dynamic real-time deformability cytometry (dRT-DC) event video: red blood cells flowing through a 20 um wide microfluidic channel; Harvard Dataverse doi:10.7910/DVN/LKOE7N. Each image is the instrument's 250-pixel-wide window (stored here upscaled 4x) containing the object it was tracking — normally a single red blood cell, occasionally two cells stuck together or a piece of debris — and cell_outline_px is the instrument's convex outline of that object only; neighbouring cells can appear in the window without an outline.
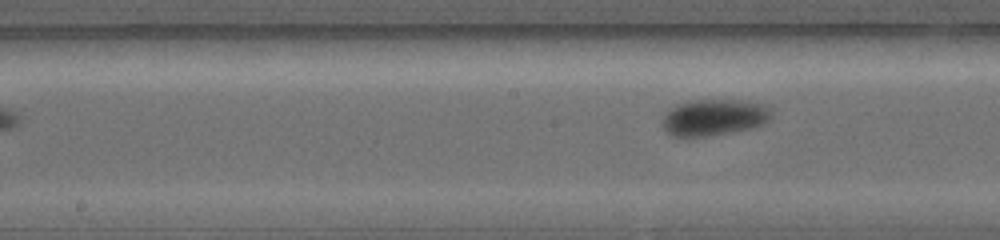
{"species": "common noctule bat (a hibernating species)", "species_latin": "Nyctalus noctula", "temperature_condition": "warm", "stored_images_in_passage": 10, "segment_of_instrument_passage": [2, 2], "camera_frame_rate_fps": 5000, "um_per_image_px": 0.085, "animal": {"sex": "female", "body_mass_g": 19.0, "forearm_length_mm": 56.7}, "frame": {"image": 1, "passage_image": 10, "time_ms": 6.2, "image_size_px": [1000, 240], "cell_outline_px": [[772, 116], [764, 124], [752, 128], [732, 132], [708, 136], [672, 136], [664, 128], [664, 112], [676, 104], [688, 100], [744, 100], [764, 104], [772, 112]], "centroid_in_image_um": [60.71, 9.96], "position_along_channel_um": 187.5, "area_um2": 23.24}}